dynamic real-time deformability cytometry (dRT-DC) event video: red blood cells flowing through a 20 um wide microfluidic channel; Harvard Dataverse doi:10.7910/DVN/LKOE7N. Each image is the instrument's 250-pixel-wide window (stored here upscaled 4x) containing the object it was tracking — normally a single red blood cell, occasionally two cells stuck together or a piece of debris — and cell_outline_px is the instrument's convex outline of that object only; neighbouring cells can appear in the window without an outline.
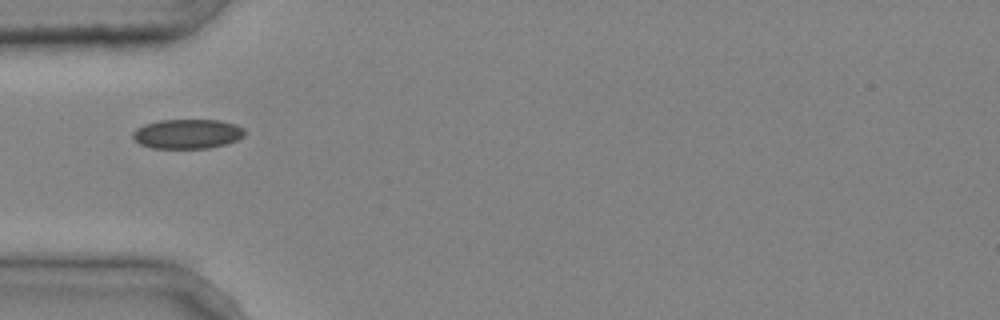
{"species": "common noctule bat (a hibernating species)", "species_latin": "Nyctalus noctula", "temperature_condition": "cold", "stored_images_in_passage": 1, "camera_frame_rate_fps": 3000, "um_per_image_px": 0.085, "animal": {"sex": "male", "body_mass_g": 20.4}, "frame": {"image": 1, "passage_image": 1, "time_ms": 0.0, "image_size_px": [1000, 320], "cell_outline_px": [[244, 136], [236, 140], [224, 144], [208, 148], [152, 148], [140, 144], [132, 140], [132, 132], [136, 128], [144, 124], [160, 120], [220, 120], [236, 124], [244, 128]], "centroid_in_image_um": [15.89, 11.37], "position_along_channel_um": 69.1, "area_um2": 19.36}}